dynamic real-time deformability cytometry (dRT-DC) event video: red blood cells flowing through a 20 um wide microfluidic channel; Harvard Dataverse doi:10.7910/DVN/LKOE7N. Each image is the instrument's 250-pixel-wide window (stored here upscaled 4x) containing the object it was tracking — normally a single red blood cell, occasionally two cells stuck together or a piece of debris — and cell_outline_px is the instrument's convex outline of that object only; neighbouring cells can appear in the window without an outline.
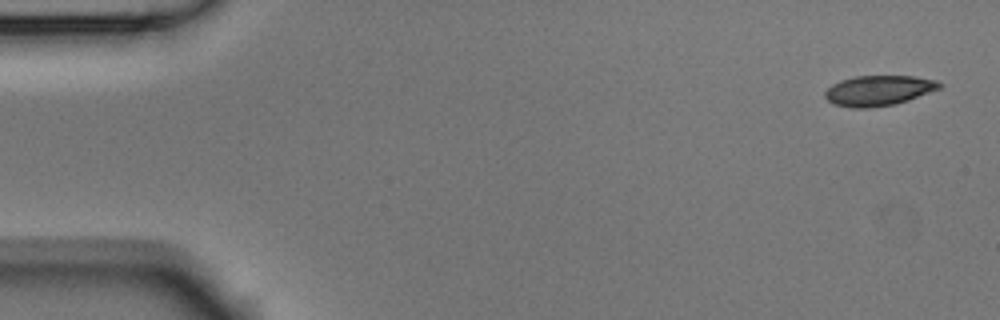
{"species": "Egyptian fruit bat (a non-hibernating species)", "species_latin": "Rousettus aegyptiacus", "temperature_condition": "room temperature", "stored_images_in_passage": 4, "camera_frame_rate_fps": 3000, "um_per_image_px": 0.085, "animal": {"sex": "male"}, "frame": {"image": 1, "passage_image": 4, "time_ms": 1.0, "image_size_px": [1000, 320], "cell_outline_px": [[944, 84], [940, 88], [908, 100], [896, 104], [868, 108], [852, 108], [832, 104], [824, 96], [824, 92], [832, 84], [840, 80], [852, 76], [912, 76], [936, 80]], "centroid_in_image_um": [74.65, 7.7], "position_along_channel_um": 10.4, "area_um2": 20.29}}